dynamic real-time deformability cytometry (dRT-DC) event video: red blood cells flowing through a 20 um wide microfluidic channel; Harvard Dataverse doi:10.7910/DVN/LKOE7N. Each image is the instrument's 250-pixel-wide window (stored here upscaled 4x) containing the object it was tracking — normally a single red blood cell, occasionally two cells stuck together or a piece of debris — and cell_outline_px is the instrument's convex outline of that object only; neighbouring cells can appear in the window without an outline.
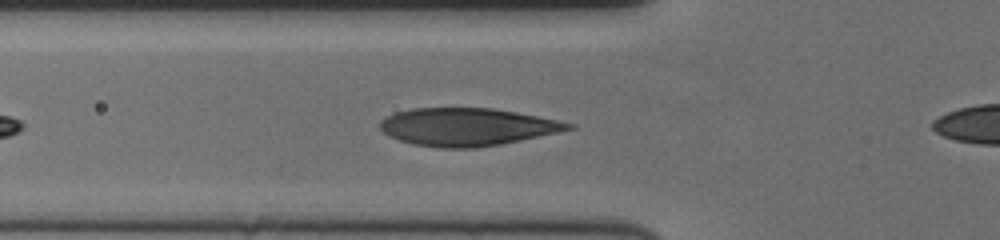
{"species": "human", "species_latin": "Homo sapiens", "temperature_condition": "cold", "stored_images_in_passage": 38, "camera_frame_rate_fps": 3000, "um_per_image_px": 0.085, "donor": {"sex": "female"}, "frame": {"image": 1, "passage_image": 7, "time_ms": 2.0, "image_size_px": [1000, 240], "cell_outline_px": [[576, 128], [520, 140], [500, 144], [476, 148], [440, 148], [412, 144], [388, 136], [380, 128], [380, 120], [396, 112], [412, 108], [492, 108], [516, 112], [576, 124]], "centroid_in_image_um": [39.68, 10.79], "position_along_channel_um": 86.1, "area_um2": 41.21}}
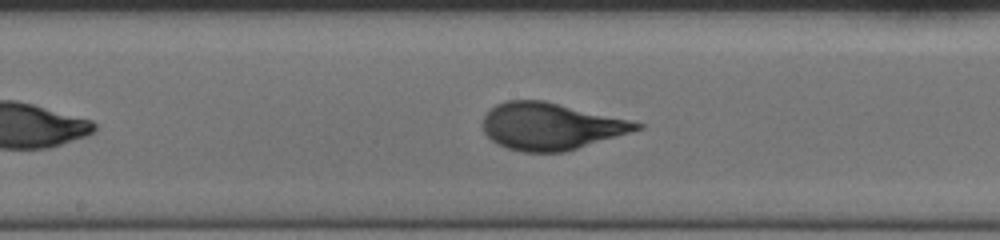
{"frame": {"image": 2, "passage_image": 17, "time_ms": 5.333, "image_size_px": [1000, 240], "cell_outline_px": [[644, 128], [564, 152], [524, 152], [508, 148], [496, 144], [484, 132], [484, 116], [496, 104], [504, 100], [544, 100], [628, 120], [644, 124]], "centroid_in_image_um": [46.79, 10.73], "position_along_channel_um": 201.4, "area_um2": 41.62}}
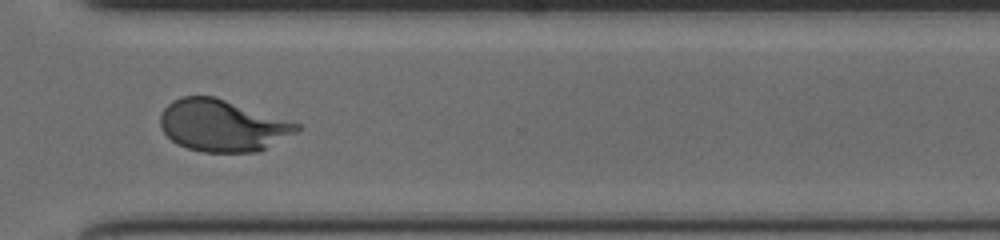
{"frame": {"image": 3, "passage_image": 30, "time_ms": 9.667, "image_size_px": [1000, 240], "cell_outline_px": [[300, 128], [296, 132], [260, 152], [204, 152], [188, 148], [176, 144], [160, 128], [160, 116], [164, 108], [172, 100], [180, 96], [212, 96], [300, 124]], "centroid_in_image_um": [18.87, 10.68], "position_along_channel_um": 351.7, "area_um2": 40.86}, "authors_computed_cell_mechanics": {"area_um2": 40.9224, "velocity_mm_per_s": 3.4543, "shape_relaxation_time_tau1_ms": 3.9185, "shape_relaxation_time_tau2_ms": null, "deformation_change_tau1": 0.1965, "deformation_change_tau2": null}}